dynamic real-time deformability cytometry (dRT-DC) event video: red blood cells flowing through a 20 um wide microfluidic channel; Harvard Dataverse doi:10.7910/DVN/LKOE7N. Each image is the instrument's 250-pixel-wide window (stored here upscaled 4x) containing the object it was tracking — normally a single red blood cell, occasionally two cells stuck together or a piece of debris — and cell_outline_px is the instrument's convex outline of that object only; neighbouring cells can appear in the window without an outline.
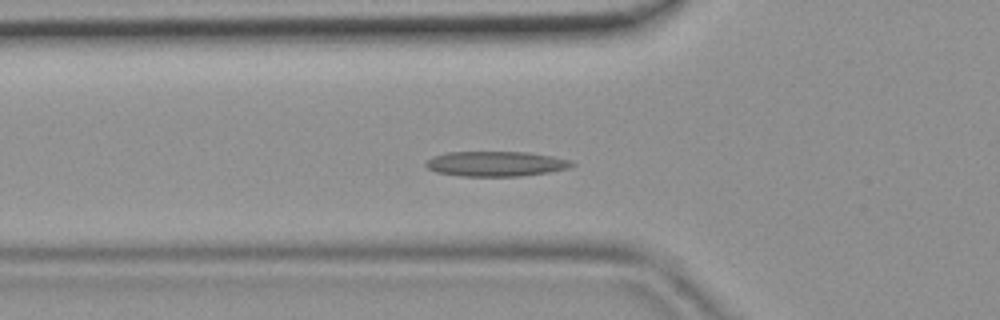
{"species": "common noctule bat (a hibernating species)", "species_latin": "Nyctalus noctula", "temperature_condition": "room temperature", "stored_images_in_passage": 47, "camera_frame_rate_fps": 3000, "um_per_image_px": 0.085, "animal": {"sex": "female", "body_mass_g": 19.9}, "frame": {"image": 1, "passage_image": 16, "time_ms": 5.0, "image_size_px": [1000, 320], "cell_outline_px": [[576, 164], [572, 168], [548, 172], [520, 176], [460, 176], [436, 172], [428, 168], [424, 164], [432, 156], [448, 152], [528, 152], [552, 156], [572, 160]], "centroid_in_image_um": [42.18, 13.92], "position_along_channel_um": 83.6, "area_um2": 21.44}}
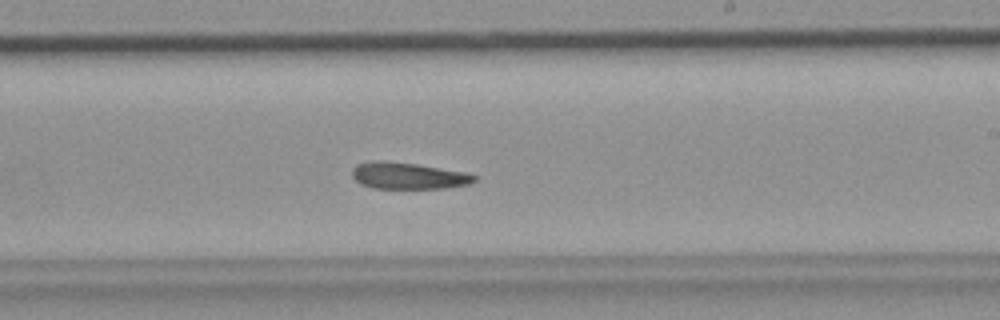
{"frame": {"image": 2, "passage_image": 28, "time_ms": 9.0, "image_size_px": [1000, 320], "cell_outline_px": [[476, 180], [468, 184], [444, 188], [372, 188], [360, 184], [352, 176], [352, 168], [356, 164], [372, 160], [376, 160], [416, 164], [464, 172], [476, 176]], "centroid_in_image_um": [34.63, 14.94], "position_along_channel_um": 254.4, "area_um2": 18.79}}
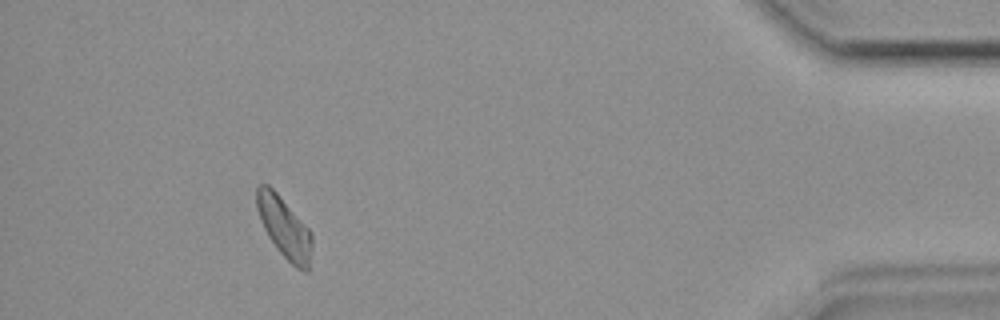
{"frame": {"image": 3, "passage_image": 43, "time_ms": 14.0, "image_size_px": [1000, 320], "cell_outline_px": [[312, 248], [308, 272], [304, 272], [296, 268], [276, 248], [268, 236], [260, 220], [256, 208], [256, 188], [260, 184], [268, 184], [276, 192], [312, 232]], "centroid_in_image_um": [24.17, 19.35], "position_along_channel_um": 411.0, "area_um2": 19.59}}